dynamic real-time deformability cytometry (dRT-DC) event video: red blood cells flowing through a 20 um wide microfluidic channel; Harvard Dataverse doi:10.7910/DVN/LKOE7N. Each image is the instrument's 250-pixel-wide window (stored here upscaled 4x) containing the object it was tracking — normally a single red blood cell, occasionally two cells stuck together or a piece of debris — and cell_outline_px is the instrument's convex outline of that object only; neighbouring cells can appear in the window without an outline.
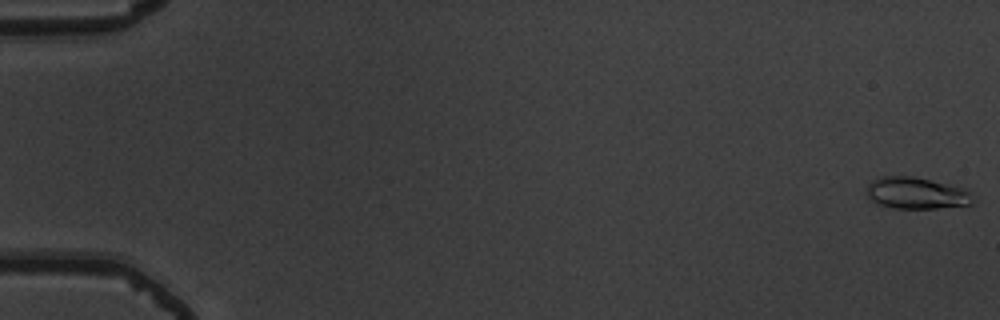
{"species": "common noctule bat (a hibernating species)", "species_latin": "Nyctalus noctula", "temperature_condition": "warm", "stored_images_in_passage": 55, "camera_frame_rate_fps": 3000, "um_per_image_px": 0.085, "animal": {"sex": "male", "body_mass_g": 19.5, "forearm_length_mm": 54.6}, "frame": {"image": 1, "passage_image": 1, "time_ms": 0.0, "image_size_px": [1000, 320], "cell_outline_px": [[976, 200], [972, 204], [936, 208], [892, 208], [876, 204], [868, 196], [868, 184], [872, 180], [880, 176], [912, 176], [968, 188], [972, 192]], "centroid_in_image_um": [77.95, 16.41], "position_along_channel_um": 7.0, "area_um2": 19.88}}
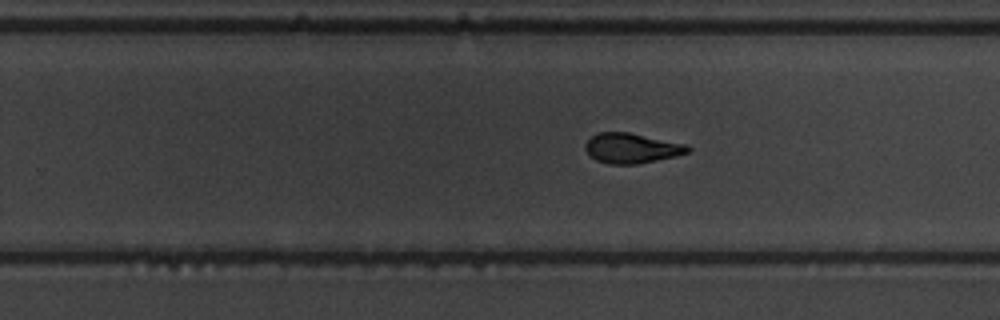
{"frame": {"image": 2, "passage_image": 36, "time_ms": 11.667, "image_size_px": [1000, 320], "cell_outline_px": [[692, 148], [688, 152], [676, 156], [636, 164], [608, 164], [596, 160], [584, 148], [584, 144], [596, 132], [628, 132], [688, 144]], "centroid_in_image_um": [53.7, 12.58], "position_along_channel_um": 276.1, "area_um2": 17.98}}
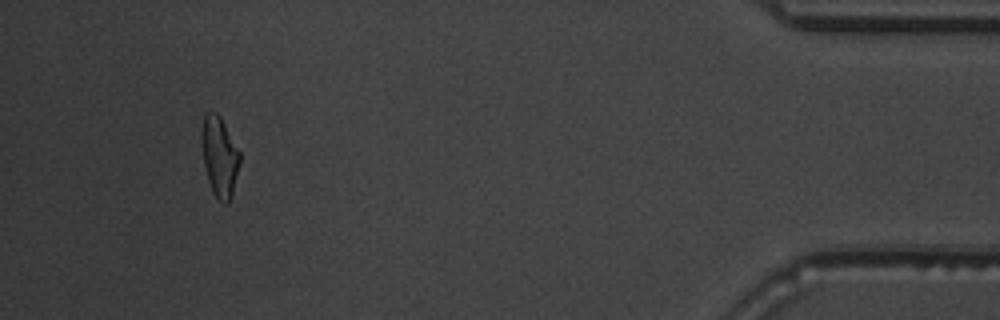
{"frame": {"image": 3, "passage_image": 52, "time_ms": 17.0, "image_size_px": [1000, 320], "cell_outline_px": [[240, 164], [232, 196], [228, 204], [224, 204], [212, 192], [208, 180], [204, 164], [200, 140], [200, 132], [204, 116], [208, 112], [216, 112], [220, 116], [240, 152]], "centroid_in_image_um": [18.65, 13.31], "position_along_channel_um": 416.5, "area_um2": 17.98}, "authors_computed_cell_mechanics": {"area_um2": 18.1492, "velocity_mm_per_s": 3.7732, "shape_relaxation_time_tau1_ms": 4.8555, "shape_relaxation_time_tau2_ms": 2.2854, "deformation_change_tau1": 0.1819, "deformation_change_tau2": 0.0922}}